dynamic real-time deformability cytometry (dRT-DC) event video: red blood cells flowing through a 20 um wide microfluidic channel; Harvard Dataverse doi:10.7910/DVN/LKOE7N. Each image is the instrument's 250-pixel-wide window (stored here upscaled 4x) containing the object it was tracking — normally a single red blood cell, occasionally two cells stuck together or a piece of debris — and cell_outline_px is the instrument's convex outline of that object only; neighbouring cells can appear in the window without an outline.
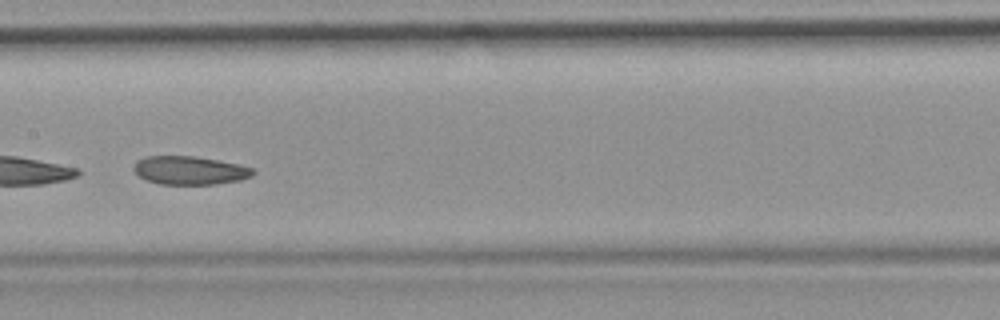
{"species": "common noctule bat (a hibernating species)", "species_latin": "Nyctalus noctula", "temperature_condition": "room temperature", "stored_images_in_passage": 32, "camera_frame_rate_fps": 3000, "um_per_image_px": 0.085, "animal": {"sex": "female", "body_mass_g": 19.9}, "frame": {"image": 1, "passage_image": 19, "time_ms": 6.0, "image_size_px": [1000, 320], "cell_outline_px": [[256, 172], [252, 176], [240, 180], [216, 184], [160, 184], [144, 180], [132, 168], [132, 164], [136, 160], [144, 156], [192, 156], [240, 164], [252, 168]], "centroid_in_image_um": [16.09, 14.48], "position_along_channel_um": 191.3, "area_um2": 19.88}}